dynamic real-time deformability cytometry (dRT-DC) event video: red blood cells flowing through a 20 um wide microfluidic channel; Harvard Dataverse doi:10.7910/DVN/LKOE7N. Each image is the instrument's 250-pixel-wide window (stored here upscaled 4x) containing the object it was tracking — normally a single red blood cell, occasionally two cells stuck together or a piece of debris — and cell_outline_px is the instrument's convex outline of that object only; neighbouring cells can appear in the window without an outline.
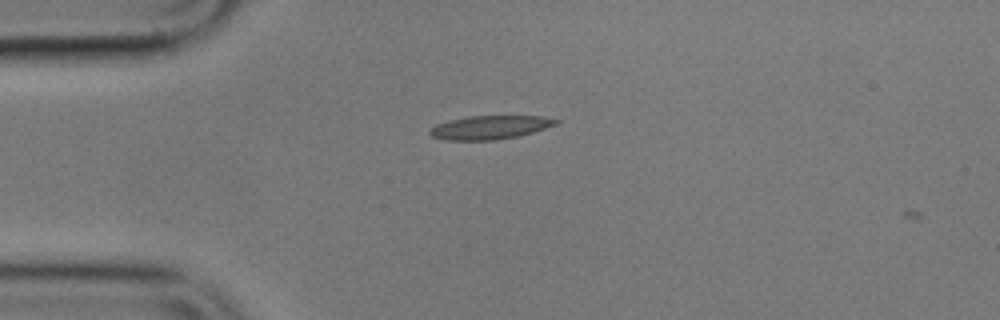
{"species": "common noctule bat (a hibernating species)", "species_latin": "Nyctalus noctula", "temperature_condition": "cold", "stored_images_in_passage": 2, "camera_frame_rate_fps": 3000, "um_per_image_px": 0.085, "animal": {"sex": "male", "body_mass_g": 17.9}, "frame": {"image": 1, "passage_image": 1, "time_ms": 0.0, "image_size_px": [1000, 320], "cell_outline_px": [[560, 120], [556, 124], [532, 132], [516, 136], [496, 140], [444, 140], [432, 136], [428, 132], [436, 124], [448, 120], [468, 116], [540, 116]], "centroid_in_image_um": [41.59, 10.82], "position_along_channel_um": 43.4, "area_um2": 17.17}}